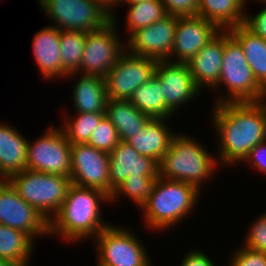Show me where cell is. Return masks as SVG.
Masks as SVG:
<instances>
[{
	"label": "cell",
	"instance_id": "42",
	"mask_svg": "<svg viewBox=\"0 0 266 266\" xmlns=\"http://www.w3.org/2000/svg\"><path fill=\"white\" fill-rule=\"evenodd\" d=\"M246 4H248L249 0H244ZM251 1H259V0H251Z\"/></svg>",
	"mask_w": 266,
	"mask_h": 266
},
{
	"label": "cell",
	"instance_id": "34",
	"mask_svg": "<svg viewBox=\"0 0 266 266\" xmlns=\"http://www.w3.org/2000/svg\"><path fill=\"white\" fill-rule=\"evenodd\" d=\"M231 253L227 266H266V253L240 245Z\"/></svg>",
	"mask_w": 266,
	"mask_h": 266
},
{
	"label": "cell",
	"instance_id": "7",
	"mask_svg": "<svg viewBox=\"0 0 266 266\" xmlns=\"http://www.w3.org/2000/svg\"><path fill=\"white\" fill-rule=\"evenodd\" d=\"M128 229L113 222L103 229L91 241L97 253L95 261L104 266H152L144 240Z\"/></svg>",
	"mask_w": 266,
	"mask_h": 266
},
{
	"label": "cell",
	"instance_id": "28",
	"mask_svg": "<svg viewBox=\"0 0 266 266\" xmlns=\"http://www.w3.org/2000/svg\"><path fill=\"white\" fill-rule=\"evenodd\" d=\"M167 15L161 0H142L128 6L125 31L128 39L135 31L147 27Z\"/></svg>",
	"mask_w": 266,
	"mask_h": 266
},
{
	"label": "cell",
	"instance_id": "9",
	"mask_svg": "<svg viewBox=\"0 0 266 266\" xmlns=\"http://www.w3.org/2000/svg\"><path fill=\"white\" fill-rule=\"evenodd\" d=\"M42 136L27 144V169L70 177L71 144L61 127L52 123Z\"/></svg>",
	"mask_w": 266,
	"mask_h": 266
},
{
	"label": "cell",
	"instance_id": "4",
	"mask_svg": "<svg viewBox=\"0 0 266 266\" xmlns=\"http://www.w3.org/2000/svg\"><path fill=\"white\" fill-rule=\"evenodd\" d=\"M200 195L201 192L189 183L159 176L152 194L140 208L145 228L158 233L174 229L193 213Z\"/></svg>",
	"mask_w": 266,
	"mask_h": 266
},
{
	"label": "cell",
	"instance_id": "36",
	"mask_svg": "<svg viewBox=\"0 0 266 266\" xmlns=\"http://www.w3.org/2000/svg\"><path fill=\"white\" fill-rule=\"evenodd\" d=\"M256 3H263V8L254 16L250 15V12L247 13L248 9H245L243 25L254 35L266 40V0H259Z\"/></svg>",
	"mask_w": 266,
	"mask_h": 266
},
{
	"label": "cell",
	"instance_id": "17",
	"mask_svg": "<svg viewBox=\"0 0 266 266\" xmlns=\"http://www.w3.org/2000/svg\"><path fill=\"white\" fill-rule=\"evenodd\" d=\"M158 163L141 156L132 146L120 141L109 153L110 196L127 177H156Z\"/></svg>",
	"mask_w": 266,
	"mask_h": 266
},
{
	"label": "cell",
	"instance_id": "32",
	"mask_svg": "<svg viewBox=\"0 0 266 266\" xmlns=\"http://www.w3.org/2000/svg\"><path fill=\"white\" fill-rule=\"evenodd\" d=\"M120 142L117 129L113 123L104 116L90 136L87 144L110 153Z\"/></svg>",
	"mask_w": 266,
	"mask_h": 266
},
{
	"label": "cell",
	"instance_id": "13",
	"mask_svg": "<svg viewBox=\"0 0 266 266\" xmlns=\"http://www.w3.org/2000/svg\"><path fill=\"white\" fill-rule=\"evenodd\" d=\"M71 184L95 188L110 197L109 153L91 145H71Z\"/></svg>",
	"mask_w": 266,
	"mask_h": 266
},
{
	"label": "cell",
	"instance_id": "37",
	"mask_svg": "<svg viewBox=\"0 0 266 266\" xmlns=\"http://www.w3.org/2000/svg\"><path fill=\"white\" fill-rule=\"evenodd\" d=\"M243 163H246L247 167L250 166L253 170L261 171L262 174L266 175V140L253 147Z\"/></svg>",
	"mask_w": 266,
	"mask_h": 266
},
{
	"label": "cell",
	"instance_id": "6",
	"mask_svg": "<svg viewBox=\"0 0 266 266\" xmlns=\"http://www.w3.org/2000/svg\"><path fill=\"white\" fill-rule=\"evenodd\" d=\"M8 181L48 221L60 209L71 185L70 177L28 169L12 175Z\"/></svg>",
	"mask_w": 266,
	"mask_h": 266
},
{
	"label": "cell",
	"instance_id": "43",
	"mask_svg": "<svg viewBox=\"0 0 266 266\" xmlns=\"http://www.w3.org/2000/svg\"><path fill=\"white\" fill-rule=\"evenodd\" d=\"M96 266H104V265H101L100 263H98V262L96 261Z\"/></svg>",
	"mask_w": 266,
	"mask_h": 266
},
{
	"label": "cell",
	"instance_id": "39",
	"mask_svg": "<svg viewBox=\"0 0 266 266\" xmlns=\"http://www.w3.org/2000/svg\"><path fill=\"white\" fill-rule=\"evenodd\" d=\"M97 2L98 5H100L106 12H108L111 15V19H117L116 16V8L119 6L120 0H94ZM115 8V9H114Z\"/></svg>",
	"mask_w": 266,
	"mask_h": 266
},
{
	"label": "cell",
	"instance_id": "18",
	"mask_svg": "<svg viewBox=\"0 0 266 266\" xmlns=\"http://www.w3.org/2000/svg\"><path fill=\"white\" fill-rule=\"evenodd\" d=\"M35 65L41 73L42 80L55 81L68 76L63 70L60 50V30L49 24L34 34L32 42Z\"/></svg>",
	"mask_w": 266,
	"mask_h": 266
},
{
	"label": "cell",
	"instance_id": "10",
	"mask_svg": "<svg viewBox=\"0 0 266 266\" xmlns=\"http://www.w3.org/2000/svg\"><path fill=\"white\" fill-rule=\"evenodd\" d=\"M118 20L114 19L104 28L86 33L81 65L75 73L105 78L120 55L126 50Z\"/></svg>",
	"mask_w": 266,
	"mask_h": 266
},
{
	"label": "cell",
	"instance_id": "14",
	"mask_svg": "<svg viewBox=\"0 0 266 266\" xmlns=\"http://www.w3.org/2000/svg\"><path fill=\"white\" fill-rule=\"evenodd\" d=\"M154 74L160 80L165 106L175 117L180 108L201 96L202 91L195 84L187 63L158 61Z\"/></svg>",
	"mask_w": 266,
	"mask_h": 266
},
{
	"label": "cell",
	"instance_id": "24",
	"mask_svg": "<svg viewBox=\"0 0 266 266\" xmlns=\"http://www.w3.org/2000/svg\"><path fill=\"white\" fill-rule=\"evenodd\" d=\"M105 116L117 129L120 141L126 142L140 132L151 119L128 100L108 99Z\"/></svg>",
	"mask_w": 266,
	"mask_h": 266
},
{
	"label": "cell",
	"instance_id": "12",
	"mask_svg": "<svg viewBox=\"0 0 266 266\" xmlns=\"http://www.w3.org/2000/svg\"><path fill=\"white\" fill-rule=\"evenodd\" d=\"M0 224L26 233L34 242L49 237V221L22 199L8 180H0Z\"/></svg>",
	"mask_w": 266,
	"mask_h": 266
},
{
	"label": "cell",
	"instance_id": "2",
	"mask_svg": "<svg viewBox=\"0 0 266 266\" xmlns=\"http://www.w3.org/2000/svg\"><path fill=\"white\" fill-rule=\"evenodd\" d=\"M103 203L110 205V197L103 191L71 184L63 204L49 221V236L73 245L85 239L93 241L111 224L102 218Z\"/></svg>",
	"mask_w": 266,
	"mask_h": 266
},
{
	"label": "cell",
	"instance_id": "11",
	"mask_svg": "<svg viewBox=\"0 0 266 266\" xmlns=\"http://www.w3.org/2000/svg\"><path fill=\"white\" fill-rule=\"evenodd\" d=\"M157 62L126 49L104 78L108 98L129 100L133 92L154 75Z\"/></svg>",
	"mask_w": 266,
	"mask_h": 266
},
{
	"label": "cell",
	"instance_id": "38",
	"mask_svg": "<svg viewBox=\"0 0 266 266\" xmlns=\"http://www.w3.org/2000/svg\"><path fill=\"white\" fill-rule=\"evenodd\" d=\"M190 248L189 252L181 259V266H217V262L209 258L208 253H204V250ZM180 266V265H179Z\"/></svg>",
	"mask_w": 266,
	"mask_h": 266
},
{
	"label": "cell",
	"instance_id": "27",
	"mask_svg": "<svg viewBox=\"0 0 266 266\" xmlns=\"http://www.w3.org/2000/svg\"><path fill=\"white\" fill-rule=\"evenodd\" d=\"M35 242L24 232L0 224V258L17 266H30ZM31 258V259H30Z\"/></svg>",
	"mask_w": 266,
	"mask_h": 266
},
{
	"label": "cell",
	"instance_id": "40",
	"mask_svg": "<svg viewBox=\"0 0 266 266\" xmlns=\"http://www.w3.org/2000/svg\"><path fill=\"white\" fill-rule=\"evenodd\" d=\"M140 1H142V0H120L119 1V6L122 4L123 6H124V4L126 5V6H130V5H132V4H135V3H138V2H140Z\"/></svg>",
	"mask_w": 266,
	"mask_h": 266
},
{
	"label": "cell",
	"instance_id": "5",
	"mask_svg": "<svg viewBox=\"0 0 266 266\" xmlns=\"http://www.w3.org/2000/svg\"><path fill=\"white\" fill-rule=\"evenodd\" d=\"M211 91L216 93L213 105L266 99V90L257 82L242 47L228 30H224V55L220 80Z\"/></svg>",
	"mask_w": 266,
	"mask_h": 266
},
{
	"label": "cell",
	"instance_id": "41",
	"mask_svg": "<svg viewBox=\"0 0 266 266\" xmlns=\"http://www.w3.org/2000/svg\"><path fill=\"white\" fill-rule=\"evenodd\" d=\"M0 266H17L16 264H14L11 261L5 260V259H1L0 258Z\"/></svg>",
	"mask_w": 266,
	"mask_h": 266
},
{
	"label": "cell",
	"instance_id": "29",
	"mask_svg": "<svg viewBox=\"0 0 266 266\" xmlns=\"http://www.w3.org/2000/svg\"><path fill=\"white\" fill-rule=\"evenodd\" d=\"M62 116L63 124L60 126L65 132L68 142L73 144H85L88 143L91 134L98 126L100 120L105 116V113H83L78 112L72 117V114H66ZM69 115H71L69 117Z\"/></svg>",
	"mask_w": 266,
	"mask_h": 266
},
{
	"label": "cell",
	"instance_id": "22",
	"mask_svg": "<svg viewBox=\"0 0 266 266\" xmlns=\"http://www.w3.org/2000/svg\"><path fill=\"white\" fill-rule=\"evenodd\" d=\"M169 119H150L140 132L126 141L141 156H147L159 163L169 149L172 138L177 134L170 129Z\"/></svg>",
	"mask_w": 266,
	"mask_h": 266
},
{
	"label": "cell",
	"instance_id": "19",
	"mask_svg": "<svg viewBox=\"0 0 266 266\" xmlns=\"http://www.w3.org/2000/svg\"><path fill=\"white\" fill-rule=\"evenodd\" d=\"M223 55L224 30H221L187 63L195 84L202 92L211 91L219 82Z\"/></svg>",
	"mask_w": 266,
	"mask_h": 266
},
{
	"label": "cell",
	"instance_id": "1",
	"mask_svg": "<svg viewBox=\"0 0 266 266\" xmlns=\"http://www.w3.org/2000/svg\"><path fill=\"white\" fill-rule=\"evenodd\" d=\"M211 109L219 166H239L253 147L266 140V99L216 104Z\"/></svg>",
	"mask_w": 266,
	"mask_h": 266
},
{
	"label": "cell",
	"instance_id": "26",
	"mask_svg": "<svg viewBox=\"0 0 266 266\" xmlns=\"http://www.w3.org/2000/svg\"><path fill=\"white\" fill-rule=\"evenodd\" d=\"M161 89L160 80L154 74L133 92L128 101L152 119H172L174 114L165 106Z\"/></svg>",
	"mask_w": 266,
	"mask_h": 266
},
{
	"label": "cell",
	"instance_id": "3",
	"mask_svg": "<svg viewBox=\"0 0 266 266\" xmlns=\"http://www.w3.org/2000/svg\"><path fill=\"white\" fill-rule=\"evenodd\" d=\"M200 142L189 134L177 132L158 163V176L189 183L201 192L220 166L216 154H210Z\"/></svg>",
	"mask_w": 266,
	"mask_h": 266
},
{
	"label": "cell",
	"instance_id": "33",
	"mask_svg": "<svg viewBox=\"0 0 266 266\" xmlns=\"http://www.w3.org/2000/svg\"><path fill=\"white\" fill-rule=\"evenodd\" d=\"M266 212V211H265ZM247 229L242 246L266 253V213L263 212Z\"/></svg>",
	"mask_w": 266,
	"mask_h": 266
},
{
	"label": "cell",
	"instance_id": "20",
	"mask_svg": "<svg viewBox=\"0 0 266 266\" xmlns=\"http://www.w3.org/2000/svg\"><path fill=\"white\" fill-rule=\"evenodd\" d=\"M10 123L0 122V180L27 169L29 139Z\"/></svg>",
	"mask_w": 266,
	"mask_h": 266
},
{
	"label": "cell",
	"instance_id": "31",
	"mask_svg": "<svg viewBox=\"0 0 266 266\" xmlns=\"http://www.w3.org/2000/svg\"><path fill=\"white\" fill-rule=\"evenodd\" d=\"M85 37L86 32L60 31V50L63 70L67 74L76 72L81 65Z\"/></svg>",
	"mask_w": 266,
	"mask_h": 266
},
{
	"label": "cell",
	"instance_id": "15",
	"mask_svg": "<svg viewBox=\"0 0 266 266\" xmlns=\"http://www.w3.org/2000/svg\"><path fill=\"white\" fill-rule=\"evenodd\" d=\"M177 16L167 14L151 25L135 31L126 40V49L138 56L148 57L157 61H170Z\"/></svg>",
	"mask_w": 266,
	"mask_h": 266
},
{
	"label": "cell",
	"instance_id": "23",
	"mask_svg": "<svg viewBox=\"0 0 266 266\" xmlns=\"http://www.w3.org/2000/svg\"><path fill=\"white\" fill-rule=\"evenodd\" d=\"M246 6L244 0H198L197 15L220 30H229L244 23Z\"/></svg>",
	"mask_w": 266,
	"mask_h": 266
},
{
	"label": "cell",
	"instance_id": "21",
	"mask_svg": "<svg viewBox=\"0 0 266 266\" xmlns=\"http://www.w3.org/2000/svg\"><path fill=\"white\" fill-rule=\"evenodd\" d=\"M75 76L77 81L73 84L71 94L73 113H105L109 98L104 78L75 72L68 74L66 78L75 79Z\"/></svg>",
	"mask_w": 266,
	"mask_h": 266
},
{
	"label": "cell",
	"instance_id": "30",
	"mask_svg": "<svg viewBox=\"0 0 266 266\" xmlns=\"http://www.w3.org/2000/svg\"><path fill=\"white\" fill-rule=\"evenodd\" d=\"M156 177H127L118 187H116L110 196V204L118 202L122 196L132 200V203L139 209L146 203L152 194L154 187L158 181Z\"/></svg>",
	"mask_w": 266,
	"mask_h": 266
},
{
	"label": "cell",
	"instance_id": "35",
	"mask_svg": "<svg viewBox=\"0 0 266 266\" xmlns=\"http://www.w3.org/2000/svg\"><path fill=\"white\" fill-rule=\"evenodd\" d=\"M167 14L177 17L197 16L198 0H161Z\"/></svg>",
	"mask_w": 266,
	"mask_h": 266
},
{
	"label": "cell",
	"instance_id": "16",
	"mask_svg": "<svg viewBox=\"0 0 266 266\" xmlns=\"http://www.w3.org/2000/svg\"><path fill=\"white\" fill-rule=\"evenodd\" d=\"M220 31L214 23L198 15L177 17L170 61L188 63Z\"/></svg>",
	"mask_w": 266,
	"mask_h": 266
},
{
	"label": "cell",
	"instance_id": "25",
	"mask_svg": "<svg viewBox=\"0 0 266 266\" xmlns=\"http://www.w3.org/2000/svg\"><path fill=\"white\" fill-rule=\"evenodd\" d=\"M228 32L242 47L257 82L266 90V40L254 35L243 24Z\"/></svg>",
	"mask_w": 266,
	"mask_h": 266
},
{
	"label": "cell",
	"instance_id": "8",
	"mask_svg": "<svg viewBox=\"0 0 266 266\" xmlns=\"http://www.w3.org/2000/svg\"><path fill=\"white\" fill-rule=\"evenodd\" d=\"M38 6L60 31L94 32L112 21L94 0H41Z\"/></svg>",
	"mask_w": 266,
	"mask_h": 266
}]
</instances>
